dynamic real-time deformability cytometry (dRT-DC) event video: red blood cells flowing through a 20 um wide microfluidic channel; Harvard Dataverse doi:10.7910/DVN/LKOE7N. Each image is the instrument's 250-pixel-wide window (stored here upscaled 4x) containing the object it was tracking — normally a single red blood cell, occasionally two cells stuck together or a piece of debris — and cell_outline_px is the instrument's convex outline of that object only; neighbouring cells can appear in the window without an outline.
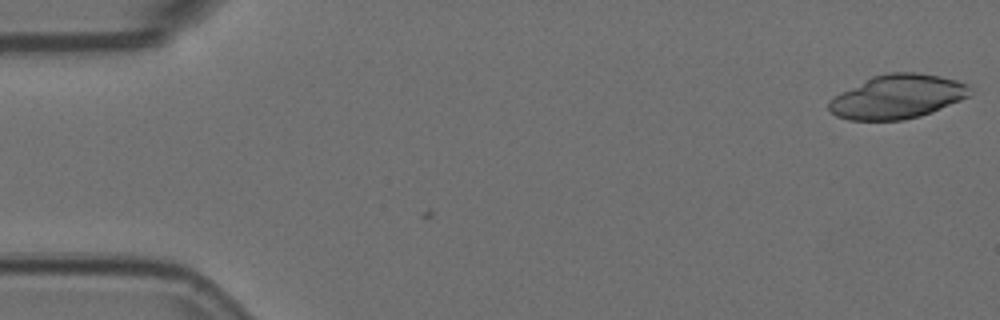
{"species": "Egyptian fruit bat (a non-hibernating species)", "species_latin": "Rousettus aegyptiacus", "temperature_condition": "room temperature", "stored_images_in_passage": 2, "camera_frame_rate_fps": 3000, "um_per_image_px": 0.085, "animal": {"sex": "female"}, "frame": {"image": 1, "passage_image": 1, "time_ms": 0.0, "image_size_px": [1000, 320], "cell_outline_px": [[972, 88], [968, 96], [960, 100], [932, 112], [920, 116], [904, 120], [848, 120], [836, 116], [828, 108], [828, 104], [840, 92], [872, 76], [888, 72], [916, 72], [940, 76], [972, 84]], "centroid_in_image_um": [76.31, 8.21], "position_along_channel_um": 8.7, "area_um2": 36.18}}